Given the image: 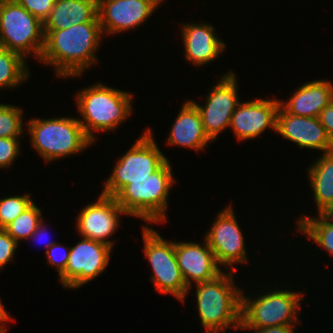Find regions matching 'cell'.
Wrapping results in <instances>:
<instances>
[{"label":"cell","instance_id":"cell-1","mask_svg":"<svg viewBox=\"0 0 333 333\" xmlns=\"http://www.w3.org/2000/svg\"><path fill=\"white\" fill-rule=\"evenodd\" d=\"M103 34L99 17L68 29L44 31L45 44L40 61L54 66L61 77L81 76L97 62L95 52Z\"/></svg>","mask_w":333,"mask_h":333},{"label":"cell","instance_id":"cell-2","mask_svg":"<svg viewBox=\"0 0 333 333\" xmlns=\"http://www.w3.org/2000/svg\"><path fill=\"white\" fill-rule=\"evenodd\" d=\"M230 269L196 285L197 308L206 333H223L231 325L241 328V290L233 281L235 267Z\"/></svg>","mask_w":333,"mask_h":333},{"label":"cell","instance_id":"cell-3","mask_svg":"<svg viewBox=\"0 0 333 333\" xmlns=\"http://www.w3.org/2000/svg\"><path fill=\"white\" fill-rule=\"evenodd\" d=\"M131 99V94L104 83L91 85L78 92L77 108L84 120L79 119V122L92 142L95 139L93 131H113L129 118L132 113Z\"/></svg>","mask_w":333,"mask_h":333},{"label":"cell","instance_id":"cell-4","mask_svg":"<svg viewBox=\"0 0 333 333\" xmlns=\"http://www.w3.org/2000/svg\"><path fill=\"white\" fill-rule=\"evenodd\" d=\"M173 175L169 160L147 179L132 180L116 196L117 203L127 215L147 222L167 221L168 193L173 186Z\"/></svg>","mask_w":333,"mask_h":333},{"label":"cell","instance_id":"cell-5","mask_svg":"<svg viewBox=\"0 0 333 333\" xmlns=\"http://www.w3.org/2000/svg\"><path fill=\"white\" fill-rule=\"evenodd\" d=\"M26 124L32 146L46 162L78 154L93 143L85 134L79 118H37Z\"/></svg>","mask_w":333,"mask_h":333},{"label":"cell","instance_id":"cell-6","mask_svg":"<svg viewBox=\"0 0 333 333\" xmlns=\"http://www.w3.org/2000/svg\"><path fill=\"white\" fill-rule=\"evenodd\" d=\"M0 44L25 58L30 53L40 59L44 44V24L16 0H0Z\"/></svg>","mask_w":333,"mask_h":333},{"label":"cell","instance_id":"cell-7","mask_svg":"<svg viewBox=\"0 0 333 333\" xmlns=\"http://www.w3.org/2000/svg\"><path fill=\"white\" fill-rule=\"evenodd\" d=\"M152 136L151 130L147 128L135 144L119 158L112 175L107 178L102 194L115 197L132 180L147 179L168 160Z\"/></svg>","mask_w":333,"mask_h":333},{"label":"cell","instance_id":"cell-8","mask_svg":"<svg viewBox=\"0 0 333 333\" xmlns=\"http://www.w3.org/2000/svg\"><path fill=\"white\" fill-rule=\"evenodd\" d=\"M303 294L289 290L272 291L255 299L241 291V328H266L296 322Z\"/></svg>","mask_w":333,"mask_h":333},{"label":"cell","instance_id":"cell-9","mask_svg":"<svg viewBox=\"0 0 333 333\" xmlns=\"http://www.w3.org/2000/svg\"><path fill=\"white\" fill-rule=\"evenodd\" d=\"M144 253L148 258L152 271L151 281L155 290L164 294H172L184 302L189 288L183 280L175 256V242L163 239L157 231L142 226Z\"/></svg>","mask_w":333,"mask_h":333},{"label":"cell","instance_id":"cell-10","mask_svg":"<svg viewBox=\"0 0 333 333\" xmlns=\"http://www.w3.org/2000/svg\"><path fill=\"white\" fill-rule=\"evenodd\" d=\"M112 248L83 237L70 249L65 272L60 276L62 286L77 289L102 274L109 263Z\"/></svg>","mask_w":333,"mask_h":333},{"label":"cell","instance_id":"cell-11","mask_svg":"<svg viewBox=\"0 0 333 333\" xmlns=\"http://www.w3.org/2000/svg\"><path fill=\"white\" fill-rule=\"evenodd\" d=\"M237 79L232 70L226 73L207 96L206 104L198 105L204 132L211 141L229 127L231 117L239 104Z\"/></svg>","mask_w":333,"mask_h":333},{"label":"cell","instance_id":"cell-12","mask_svg":"<svg viewBox=\"0 0 333 333\" xmlns=\"http://www.w3.org/2000/svg\"><path fill=\"white\" fill-rule=\"evenodd\" d=\"M231 206L218 213L205 239L219 265L248 263L243 234Z\"/></svg>","mask_w":333,"mask_h":333},{"label":"cell","instance_id":"cell-13","mask_svg":"<svg viewBox=\"0 0 333 333\" xmlns=\"http://www.w3.org/2000/svg\"><path fill=\"white\" fill-rule=\"evenodd\" d=\"M121 214L127 215L115 197L101 193L98 200L84 207L77 217L80 236L113 247L114 242L107 238L118 228Z\"/></svg>","mask_w":333,"mask_h":333},{"label":"cell","instance_id":"cell-14","mask_svg":"<svg viewBox=\"0 0 333 333\" xmlns=\"http://www.w3.org/2000/svg\"><path fill=\"white\" fill-rule=\"evenodd\" d=\"M158 5L156 0H98V17L103 34H116L138 27Z\"/></svg>","mask_w":333,"mask_h":333},{"label":"cell","instance_id":"cell-15","mask_svg":"<svg viewBox=\"0 0 333 333\" xmlns=\"http://www.w3.org/2000/svg\"><path fill=\"white\" fill-rule=\"evenodd\" d=\"M280 106L278 99L239 102L234 111L229 127L238 140H248L258 137L268 127L276 130V116Z\"/></svg>","mask_w":333,"mask_h":333},{"label":"cell","instance_id":"cell-16","mask_svg":"<svg viewBox=\"0 0 333 333\" xmlns=\"http://www.w3.org/2000/svg\"><path fill=\"white\" fill-rule=\"evenodd\" d=\"M275 131L284 138L297 143L300 148L321 150L323 153L333 151V143L319 117L295 116L279 106Z\"/></svg>","mask_w":333,"mask_h":333},{"label":"cell","instance_id":"cell-17","mask_svg":"<svg viewBox=\"0 0 333 333\" xmlns=\"http://www.w3.org/2000/svg\"><path fill=\"white\" fill-rule=\"evenodd\" d=\"M204 246L192 242H175V256L183 280L191 288V281L207 282L218 277L222 271L213 251L205 239Z\"/></svg>","mask_w":333,"mask_h":333},{"label":"cell","instance_id":"cell-18","mask_svg":"<svg viewBox=\"0 0 333 333\" xmlns=\"http://www.w3.org/2000/svg\"><path fill=\"white\" fill-rule=\"evenodd\" d=\"M181 28L185 59L192 64L200 66L214 61L224 51L226 44L216 37L212 25L194 23Z\"/></svg>","mask_w":333,"mask_h":333},{"label":"cell","instance_id":"cell-19","mask_svg":"<svg viewBox=\"0 0 333 333\" xmlns=\"http://www.w3.org/2000/svg\"><path fill=\"white\" fill-rule=\"evenodd\" d=\"M332 101V83L315 80L300 86L286 103L280 101V106L295 116L319 117L320 112Z\"/></svg>","mask_w":333,"mask_h":333},{"label":"cell","instance_id":"cell-20","mask_svg":"<svg viewBox=\"0 0 333 333\" xmlns=\"http://www.w3.org/2000/svg\"><path fill=\"white\" fill-rule=\"evenodd\" d=\"M204 132L200 112L192 100L186 101L169 133L167 144L199 151L210 143Z\"/></svg>","mask_w":333,"mask_h":333},{"label":"cell","instance_id":"cell-21","mask_svg":"<svg viewBox=\"0 0 333 333\" xmlns=\"http://www.w3.org/2000/svg\"><path fill=\"white\" fill-rule=\"evenodd\" d=\"M98 16V0H56L45 20L44 31L68 29L91 22Z\"/></svg>","mask_w":333,"mask_h":333},{"label":"cell","instance_id":"cell-22","mask_svg":"<svg viewBox=\"0 0 333 333\" xmlns=\"http://www.w3.org/2000/svg\"><path fill=\"white\" fill-rule=\"evenodd\" d=\"M311 187L317 205L318 214H330L333 211V151L323 153L308 169Z\"/></svg>","mask_w":333,"mask_h":333},{"label":"cell","instance_id":"cell-23","mask_svg":"<svg viewBox=\"0 0 333 333\" xmlns=\"http://www.w3.org/2000/svg\"><path fill=\"white\" fill-rule=\"evenodd\" d=\"M319 217L311 218L308 215L297 221L298 231L314 240L319 246L333 255V217L330 214H318Z\"/></svg>","mask_w":333,"mask_h":333},{"label":"cell","instance_id":"cell-24","mask_svg":"<svg viewBox=\"0 0 333 333\" xmlns=\"http://www.w3.org/2000/svg\"><path fill=\"white\" fill-rule=\"evenodd\" d=\"M25 58L0 44V88H14L29 77Z\"/></svg>","mask_w":333,"mask_h":333},{"label":"cell","instance_id":"cell-25","mask_svg":"<svg viewBox=\"0 0 333 333\" xmlns=\"http://www.w3.org/2000/svg\"><path fill=\"white\" fill-rule=\"evenodd\" d=\"M41 209L34 203L3 229L17 242L28 239L43 220Z\"/></svg>","mask_w":333,"mask_h":333},{"label":"cell","instance_id":"cell-26","mask_svg":"<svg viewBox=\"0 0 333 333\" xmlns=\"http://www.w3.org/2000/svg\"><path fill=\"white\" fill-rule=\"evenodd\" d=\"M21 108L0 103V137L18 138L23 132Z\"/></svg>","mask_w":333,"mask_h":333},{"label":"cell","instance_id":"cell-27","mask_svg":"<svg viewBox=\"0 0 333 333\" xmlns=\"http://www.w3.org/2000/svg\"><path fill=\"white\" fill-rule=\"evenodd\" d=\"M30 194L0 199V228L6 227L34 202Z\"/></svg>","mask_w":333,"mask_h":333},{"label":"cell","instance_id":"cell-28","mask_svg":"<svg viewBox=\"0 0 333 333\" xmlns=\"http://www.w3.org/2000/svg\"><path fill=\"white\" fill-rule=\"evenodd\" d=\"M29 13L40 19L43 23L49 17L56 0H16Z\"/></svg>","mask_w":333,"mask_h":333},{"label":"cell","instance_id":"cell-29","mask_svg":"<svg viewBox=\"0 0 333 333\" xmlns=\"http://www.w3.org/2000/svg\"><path fill=\"white\" fill-rule=\"evenodd\" d=\"M19 138L0 137V168L9 167L20 153Z\"/></svg>","mask_w":333,"mask_h":333},{"label":"cell","instance_id":"cell-30","mask_svg":"<svg viewBox=\"0 0 333 333\" xmlns=\"http://www.w3.org/2000/svg\"><path fill=\"white\" fill-rule=\"evenodd\" d=\"M60 249L61 250L64 249L63 252L59 251ZM70 249H71V247L65 248V247H62L60 244L58 245L55 242L45 251L48 262L50 263V265H52V267L57 268V270L59 272V276H61L65 272V269H66V266H67V263L69 260ZM59 252H60V254H59ZM57 256L59 257V259Z\"/></svg>","mask_w":333,"mask_h":333},{"label":"cell","instance_id":"cell-31","mask_svg":"<svg viewBox=\"0 0 333 333\" xmlns=\"http://www.w3.org/2000/svg\"><path fill=\"white\" fill-rule=\"evenodd\" d=\"M18 243L3 229L0 228V270L13 261Z\"/></svg>","mask_w":333,"mask_h":333},{"label":"cell","instance_id":"cell-32","mask_svg":"<svg viewBox=\"0 0 333 333\" xmlns=\"http://www.w3.org/2000/svg\"><path fill=\"white\" fill-rule=\"evenodd\" d=\"M319 120L333 143V101L320 112Z\"/></svg>","mask_w":333,"mask_h":333},{"label":"cell","instance_id":"cell-33","mask_svg":"<svg viewBox=\"0 0 333 333\" xmlns=\"http://www.w3.org/2000/svg\"><path fill=\"white\" fill-rule=\"evenodd\" d=\"M242 329H252L254 333H294V324L293 325H281V326H273L266 328H240Z\"/></svg>","mask_w":333,"mask_h":333},{"label":"cell","instance_id":"cell-34","mask_svg":"<svg viewBox=\"0 0 333 333\" xmlns=\"http://www.w3.org/2000/svg\"><path fill=\"white\" fill-rule=\"evenodd\" d=\"M45 230H46V227L45 225L43 224V220L38 224L36 230L31 234V236L29 237V239H31L32 237L33 238H38L39 236H42L43 234H45ZM55 242H48L46 243V247L47 249L52 245L54 244Z\"/></svg>","mask_w":333,"mask_h":333},{"label":"cell","instance_id":"cell-35","mask_svg":"<svg viewBox=\"0 0 333 333\" xmlns=\"http://www.w3.org/2000/svg\"><path fill=\"white\" fill-rule=\"evenodd\" d=\"M1 299V298H0ZM11 320L10 316H9V313L6 312L5 308H4V305L1 303V300H0V323H3L6 321ZM7 329H5V327H3L2 324H0V333H6Z\"/></svg>","mask_w":333,"mask_h":333},{"label":"cell","instance_id":"cell-36","mask_svg":"<svg viewBox=\"0 0 333 333\" xmlns=\"http://www.w3.org/2000/svg\"><path fill=\"white\" fill-rule=\"evenodd\" d=\"M159 4L161 3V2H163V0H156Z\"/></svg>","mask_w":333,"mask_h":333}]
</instances>
